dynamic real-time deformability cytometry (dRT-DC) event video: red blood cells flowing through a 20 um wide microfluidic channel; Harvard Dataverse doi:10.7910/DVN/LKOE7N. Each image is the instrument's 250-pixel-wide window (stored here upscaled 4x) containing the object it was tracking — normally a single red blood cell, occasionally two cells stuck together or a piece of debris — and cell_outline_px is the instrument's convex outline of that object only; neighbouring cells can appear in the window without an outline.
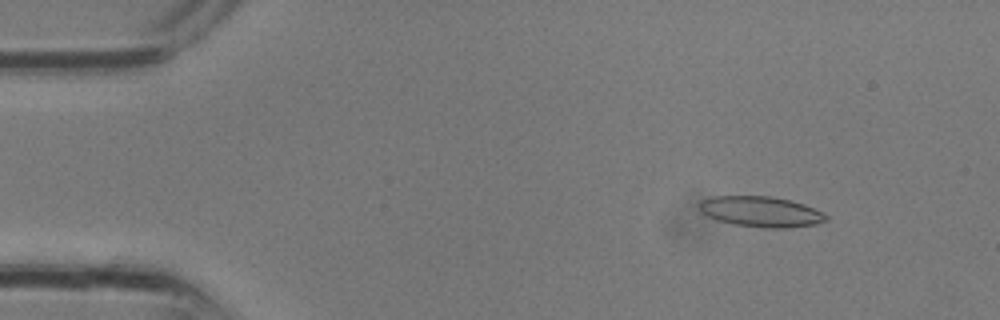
{"species": "common noctule bat (a hibernating species)", "species_latin": "Nyctalus noctula", "temperature_condition": "room temperature", "stored_images_in_passage": 30, "camera_frame_rate_fps": 3000, "um_per_image_px": 0.085, "animal": {"sex": "male", "body_mass_g": 13.3}, "frame": {"image": 1, "passage_image": 3, "time_ms": 0.667, "image_size_px": [1000, 320], "cell_outline_px": [[828, 220], [816, 224], [784, 228], [764, 228], [736, 224], [720, 220], [708, 216], [700, 208], [700, 200], [716, 196], [768, 196], [788, 200], [804, 204], [828, 216]], "centroid_in_image_um": [64.7, 17.99], "position_along_channel_um": 20.3, "area_um2": 22.08}}
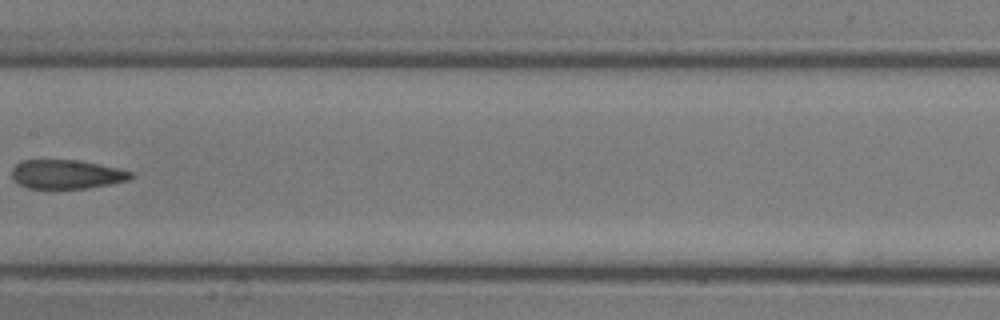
{"frame": {"image": 2, "passage_image": 15, "time_ms": 4.667, "image_size_px": [1000, 320], "cell_outline_px": [[132, 176], [128, 180], [88, 188], [28, 188], [12, 180], [12, 168], [20, 160], [76, 160], [116, 168], [132, 172]], "centroid_in_image_um": [5.59, 14.81], "position_along_channel_um": 201.8, "area_um2": 19.83}}
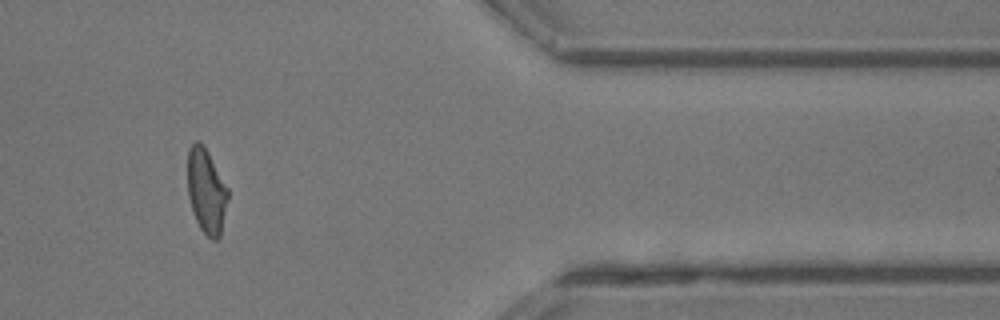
{"frame": {"image": 3, "passage_image": 25, "time_ms": 8.0, "image_size_px": [1000, 320], "cell_outline_px": [[228, 200], [220, 236], [216, 240], [212, 240], [200, 228], [192, 212], [188, 196], [188, 148], [196, 140], [200, 140], [228, 188]], "centroid_in_image_um": [17.53, 16.25], "position_along_channel_um": 393.9, "area_um2": 19.77}}